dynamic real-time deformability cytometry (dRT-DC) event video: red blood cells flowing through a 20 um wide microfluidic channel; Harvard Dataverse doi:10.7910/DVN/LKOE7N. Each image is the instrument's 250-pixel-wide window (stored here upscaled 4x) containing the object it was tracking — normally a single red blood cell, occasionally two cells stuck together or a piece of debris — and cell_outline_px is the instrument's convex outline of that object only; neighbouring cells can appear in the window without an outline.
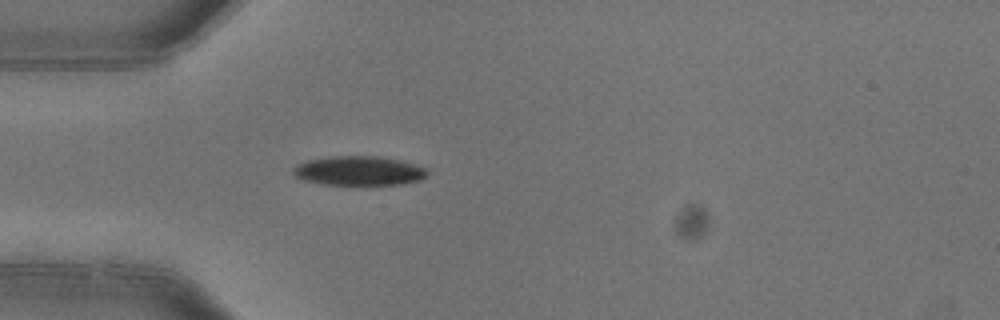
{"species": "common noctule bat (a hibernating species)", "species_latin": "Nyctalus noctula", "temperature_condition": "warm", "stored_images_in_passage": 3, "camera_frame_rate_fps": 3000, "um_per_image_px": 0.085, "animal": {"sex": "female"}, "frame": {"image": 1, "passage_image": 3, "time_ms": 0.667, "image_size_px": [1000, 320], "cell_outline_px": [[428, 176], [420, 180], [400, 184], [356, 188], [324, 184], [304, 180], [296, 176], [292, 172], [292, 168], [296, 164], [308, 160], [332, 156], [376, 156], [400, 160], [416, 164], [428, 168]], "centroid_in_image_um": [30.54, 14.56], "position_along_channel_um": 54.5, "area_um2": 23.99}}